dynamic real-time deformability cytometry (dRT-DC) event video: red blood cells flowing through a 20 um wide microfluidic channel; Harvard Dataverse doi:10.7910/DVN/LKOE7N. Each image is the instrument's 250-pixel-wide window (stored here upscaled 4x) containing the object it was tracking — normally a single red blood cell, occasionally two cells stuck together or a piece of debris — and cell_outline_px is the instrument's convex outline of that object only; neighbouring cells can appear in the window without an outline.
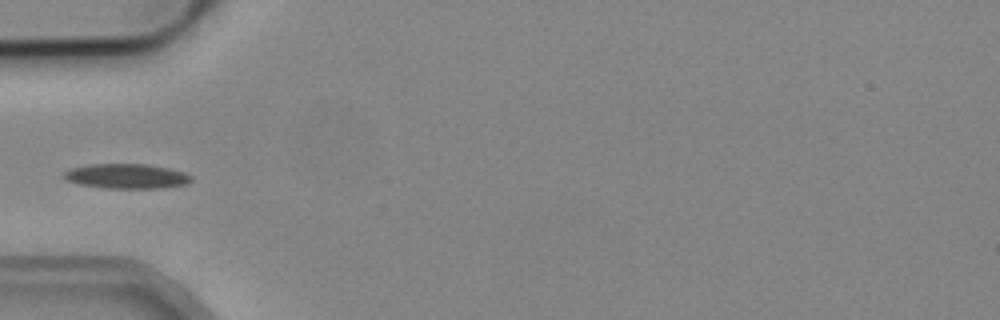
{"species": "common noctule bat (a hibernating species)", "species_latin": "Nyctalus noctula", "temperature_condition": "cold", "stored_images_in_passage": 3, "camera_frame_rate_fps": 3000, "um_per_image_px": 0.085, "animal": {"sex": "male", "body_mass_g": 19.2, "forearm_length_mm": 51.8}, "frame": {"image": 1, "passage_image": 3, "time_ms": 0.667, "image_size_px": [1000, 320], "cell_outline_px": [[192, 180], [188, 184], [160, 188], [104, 188], [80, 184], [68, 180], [64, 176], [64, 172], [68, 168], [88, 164], [148, 164], [168, 168], [184, 172], [192, 176]], "centroid_in_image_um": [10.77, 14.97], "position_along_channel_um": 74.2, "area_um2": 18.44}}